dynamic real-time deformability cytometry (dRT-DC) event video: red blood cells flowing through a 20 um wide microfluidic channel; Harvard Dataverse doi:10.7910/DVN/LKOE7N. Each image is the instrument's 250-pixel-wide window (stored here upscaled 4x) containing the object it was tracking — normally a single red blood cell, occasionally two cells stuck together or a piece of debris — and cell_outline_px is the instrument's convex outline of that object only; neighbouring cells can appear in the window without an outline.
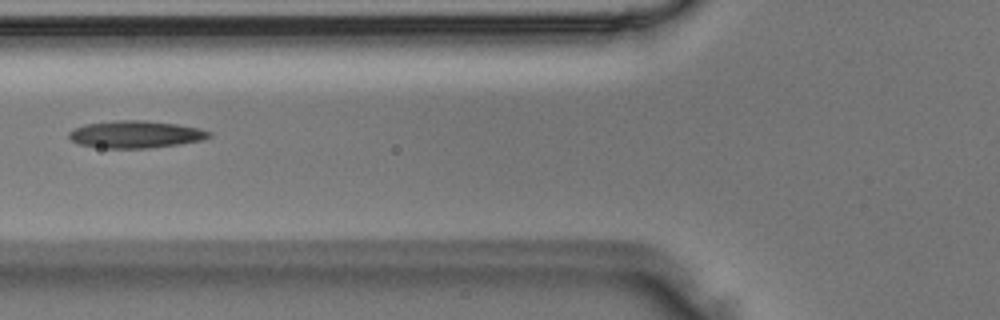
{"species": "Egyptian fruit bat (a non-hibernating species)", "species_latin": "Rousettus aegyptiacus", "temperature_condition": "room temperature", "stored_images_in_passage": 6, "camera_frame_rate_fps": 3000, "um_per_image_px": 0.085, "animal": {"sex": "male"}, "frame": {"image": 1, "passage_image": 5, "time_ms": 1.333, "image_size_px": [1000, 320], "cell_outline_px": [[212, 136], [204, 140], [180, 144], [148, 148], [100, 148], [80, 144], [72, 140], [68, 136], [68, 132], [84, 124], [116, 120], [144, 120], [176, 124], [196, 128], [212, 132]], "centroid_in_image_um": [11.53, 11.42], "position_along_channel_um": 114.3, "area_um2": 22.25}}